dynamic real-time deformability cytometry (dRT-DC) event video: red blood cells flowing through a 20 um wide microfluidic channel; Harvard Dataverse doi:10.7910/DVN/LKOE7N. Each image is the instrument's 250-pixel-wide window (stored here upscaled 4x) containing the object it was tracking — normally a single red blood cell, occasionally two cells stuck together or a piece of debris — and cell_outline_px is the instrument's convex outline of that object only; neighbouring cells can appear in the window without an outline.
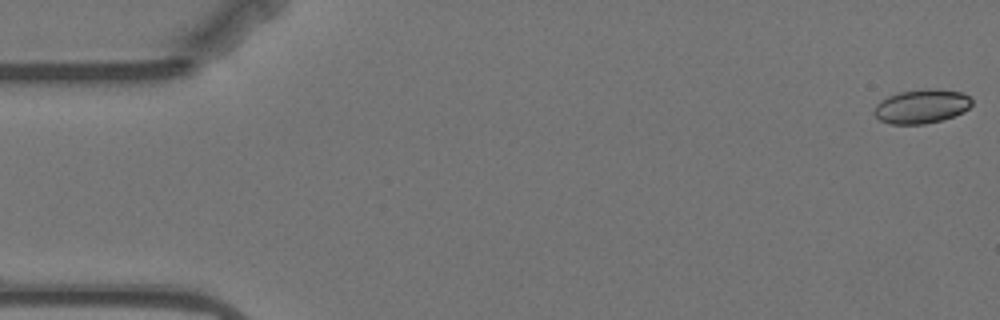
{"species": "Egyptian fruit bat (a non-hibernating species)", "species_latin": "Rousettus aegyptiacus", "temperature_condition": "warm", "stored_images_in_passage": 36, "camera_frame_rate_fps": 3000, "um_per_image_px": 0.085, "animal": {"sex": "female"}, "frame": {"image": 1, "passage_image": 1, "time_ms": 0.0, "image_size_px": [1000, 320], "cell_outline_px": [[972, 104], [964, 112], [940, 120], [924, 124], [892, 124], [880, 120], [872, 112], [876, 104], [880, 100], [888, 96], [900, 92], [928, 88], [936, 88], [964, 92], [972, 100]], "centroid_in_image_um": [78.33, 9.02], "position_along_channel_um": 6.7, "area_um2": 19.48}}
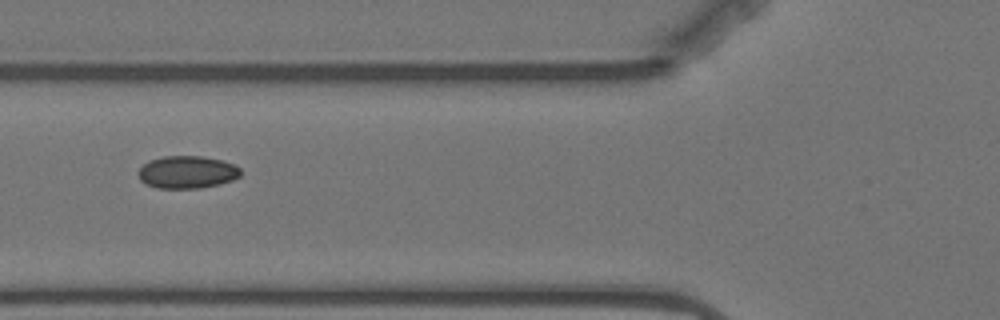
{"frame": {"image": 2, "passage_image": 21, "time_ms": 6.667, "image_size_px": [1000, 320], "cell_outline_px": [[240, 176], [232, 180], [200, 188], [156, 188], [140, 180], [136, 172], [148, 160], [164, 156], [200, 156], [220, 160], [232, 164], [240, 168]], "centroid_in_image_um": [15.86, 14.63], "position_along_channel_um": 109.9, "area_um2": 19.25}}
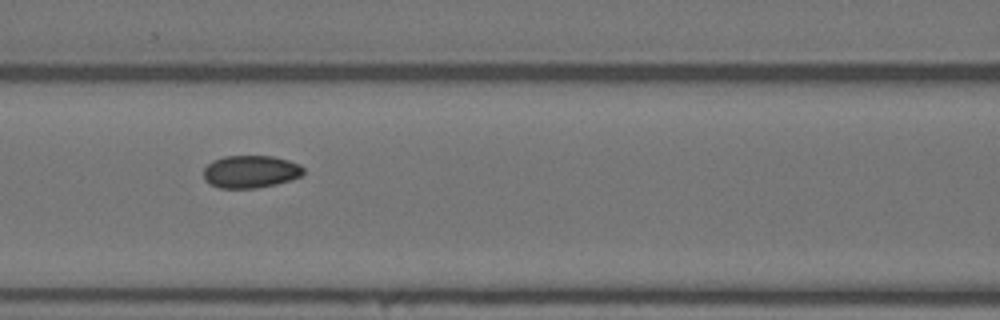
{"frame": {"image": 3, "passage_image": 24, "time_ms": 7.667, "image_size_px": [1000, 320], "cell_outline_px": [[304, 172], [300, 176], [276, 184], [256, 188], [220, 188], [204, 180], [204, 168], [212, 160], [224, 156], [272, 156], [288, 160], [300, 164], [304, 168]], "centroid_in_image_um": [21.29, 14.58], "position_along_channel_um": 145.3, "area_um2": 18.9}}